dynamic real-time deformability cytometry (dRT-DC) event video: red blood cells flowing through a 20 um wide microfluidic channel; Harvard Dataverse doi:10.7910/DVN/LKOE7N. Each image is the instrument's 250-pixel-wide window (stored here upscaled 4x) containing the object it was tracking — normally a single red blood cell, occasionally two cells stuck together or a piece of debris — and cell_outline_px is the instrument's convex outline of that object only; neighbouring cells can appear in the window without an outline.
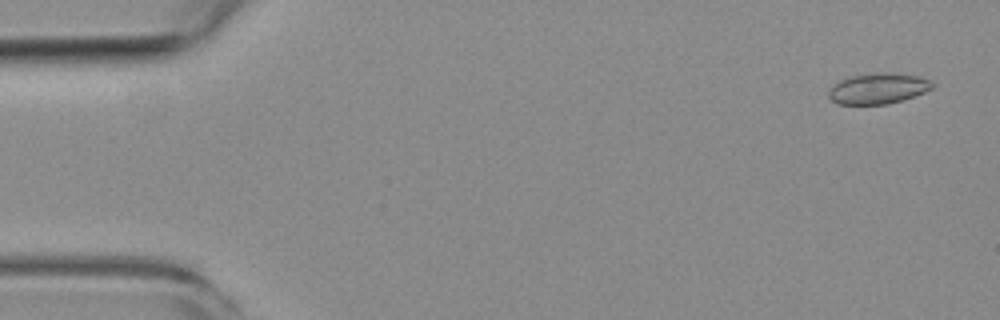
{"species": "common noctule bat (a hibernating species)", "species_latin": "Nyctalus noctula", "temperature_condition": "room temperature", "stored_images_in_passage": 5, "camera_frame_rate_fps": 3000, "um_per_image_px": 0.085, "animal": {"sex": "female", "body_mass_g": 19.3, "forearm_length_mm": 54.1}, "frame": {"image": 1, "passage_image": 1, "time_ms": 0.0, "image_size_px": [1000, 320], "cell_outline_px": [[936, 84], [932, 88], [924, 92], [888, 104], [836, 104], [828, 96], [828, 92], [832, 84], [840, 80], [852, 76], [880, 72], [888, 72], [920, 76]], "centroid_in_image_um": [74.61, 7.51], "position_along_channel_um": 10.4, "area_um2": 18.5}}